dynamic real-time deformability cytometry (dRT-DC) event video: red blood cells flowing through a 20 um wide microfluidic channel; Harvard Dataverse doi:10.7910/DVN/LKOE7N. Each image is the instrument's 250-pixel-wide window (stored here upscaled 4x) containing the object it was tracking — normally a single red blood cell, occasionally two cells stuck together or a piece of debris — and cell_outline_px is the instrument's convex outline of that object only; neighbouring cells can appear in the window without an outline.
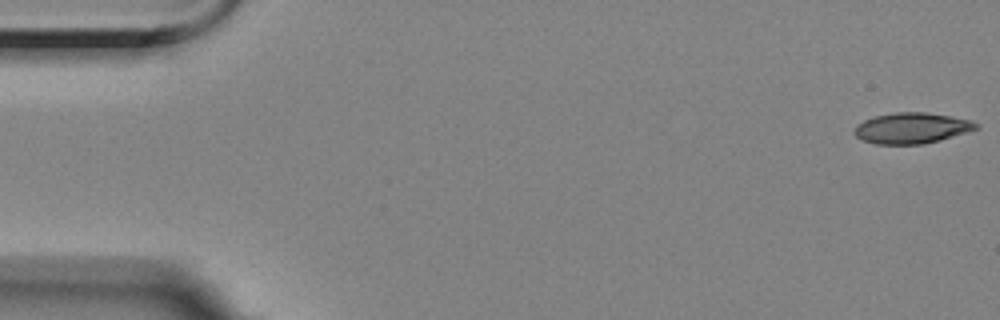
{"species": "Egyptian fruit bat (a non-hibernating species)", "species_latin": "Rousettus aegyptiacus", "temperature_condition": "room temperature", "stored_images_in_passage": 9, "camera_frame_rate_fps": 3000, "um_per_image_px": 0.085, "animal": {"sex": "female"}, "frame": {"image": 1, "passage_image": 1, "time_ms": 0.0, "image_size_px": [1000, 320], "cell_outline_px": [[980, 128], [968, 132], [940, 140], [924, 144], [876, 144], [864, 140], [856, 136], [852, 132], [856, 124], [864, 120], [876, 116], [896, 112], [924, 112], [952, 116], [972, 120], [980, 124]], "centroid_in_image_um": [77.53, 10.88], "position_along_channel_um": 7.5, "area_um2": 22.02}}